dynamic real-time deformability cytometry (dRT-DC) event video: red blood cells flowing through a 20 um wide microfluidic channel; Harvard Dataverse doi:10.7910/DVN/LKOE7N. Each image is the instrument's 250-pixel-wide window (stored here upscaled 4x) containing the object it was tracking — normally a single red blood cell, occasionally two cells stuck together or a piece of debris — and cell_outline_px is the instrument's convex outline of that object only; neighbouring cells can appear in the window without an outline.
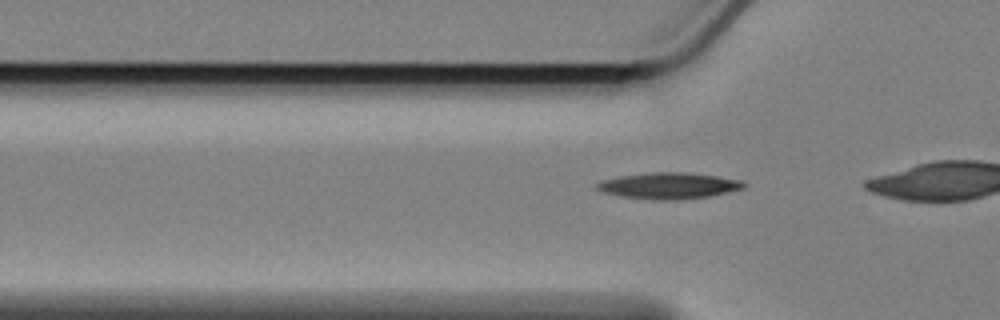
{"species": "Egyptian fruit bat (a non-hibernating species)", "species_latin": "Rousettus aegyptiacus", "temperature_condition": "cold", "stored_images_in_passage": 31, "camera_frame_rate_fps": 3000, "um_per_image_px": 0.085, "animal": {"sex": "female"}, "frame": {"image": 1, "passage_image": 3, "time_ms": 0.667, "image_size_px": [1000, 320], "cell_outline_px": [[748, 184], [744, 188], [708, 196], [668, 200], [660, 200], [620, 196], [604, 192], [596, 188], [596, 184], [604, 180], [620, 176], [652, 172], [684, 172], [716, 176], [740, 180]], "centroid_in_image_um": [56.85, 15.77], "position_along_channel_um": 68.9, "area_um2": 22.02}}
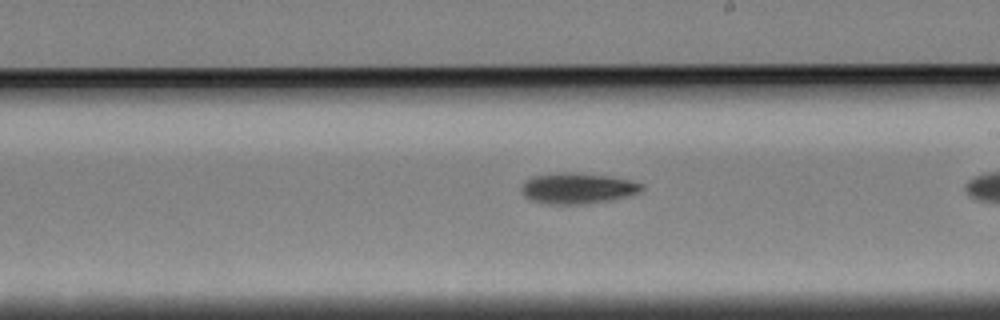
{"frame": {"image": 2, "passage_image": 18, "time_ms": 5.667, "image_size_px": [1000, 320], "cell_outline_px": [[644, 188], [640, 192], [628, 196], [612, 200], [588, 204], [544, 204], [532, 200], [524, 196], [520, 192], [520, 188], [532, 176], [560, 172], [572, 172], [608, 176], [632, 180], [644, 184]], "centroid_in_image_um": [49.12, 16.01], "position_along_channel_um": 239.9, "area_um2": 21.85}}
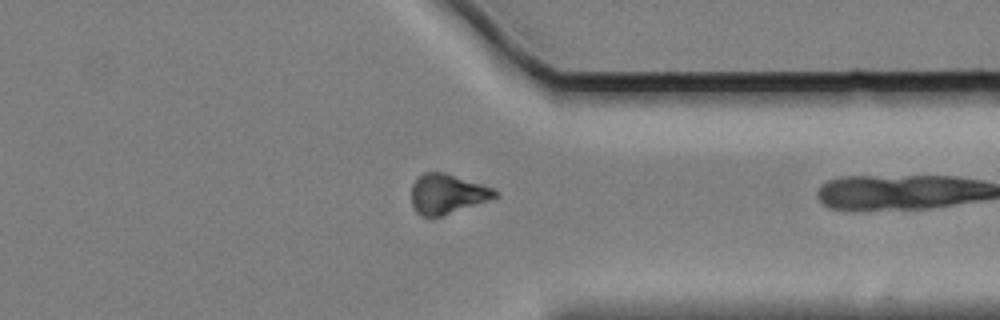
{"frame": {"image": 3, "passage_image": 30, "time_ms": 9.667, "image_size_px": [1000, 320], "cell_outline_px": [[500, 196], [440, 216], [420, 216], [416, 212], [412, 204], [412, 184], [424, 172], [444, 172], [492, 188], [500, 192]], "centroid_in_image_um": [38.01, 16.48], "position_along_channel_um": 373.4, "area_um2": 19.02}}